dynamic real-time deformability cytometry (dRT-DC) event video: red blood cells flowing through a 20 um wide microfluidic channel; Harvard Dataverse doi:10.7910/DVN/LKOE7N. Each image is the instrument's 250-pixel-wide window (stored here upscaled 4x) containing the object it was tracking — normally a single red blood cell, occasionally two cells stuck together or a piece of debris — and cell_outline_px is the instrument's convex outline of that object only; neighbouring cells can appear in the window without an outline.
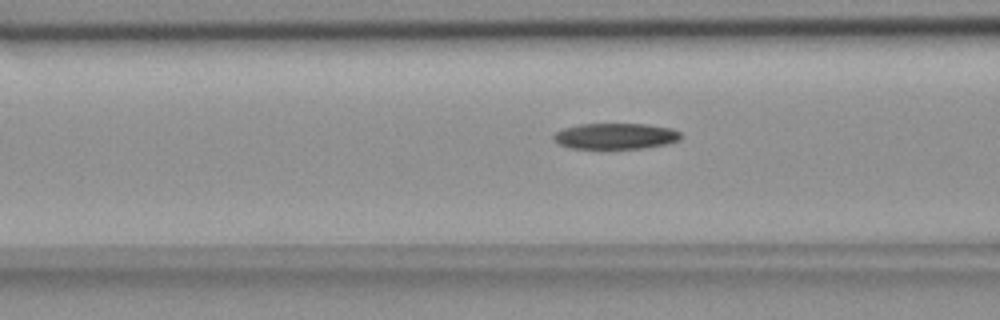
{"species": "common noctule bat (a hibernating species)", "species_latin": "Nyctalus noctula", "temperature_condition": "room temperature", "stored_images_in_passage": 56, "camera_frame_rate_fps": 3000, "um_per_image_px": 0.085, "animal": {"sex": "female", "body_mass_g": 18.4}, "frame": {"image": 1, "passage_image": 22, "time_ms": 7.0, "image_size_px": [1000, 320], "cell_outline_px": [[680, 140], [668, 144], [644, 148], [572, 148], [560, 144], [552, 136], [556, 132], [564, 128], [580, 124], [648, 124], [672, 128], [680, 132]], "centroid_in_image_um": [52.37, 11.56], "position_along_channel_um": 114.2, "area_um2": 19.13}}
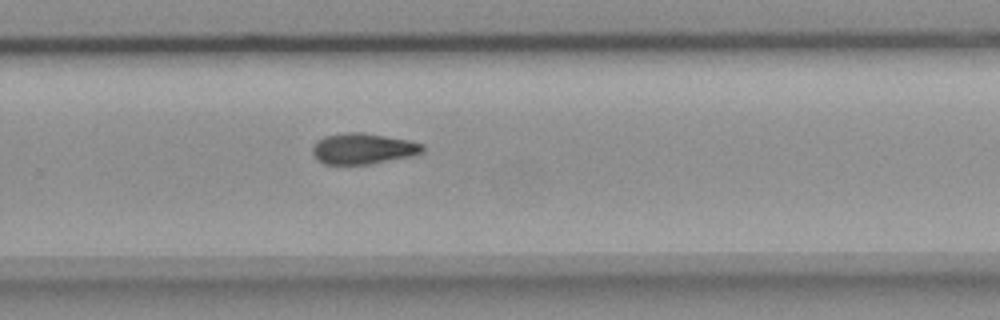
{"frame": {"image": 2, "passage_image": 37, "time_ms": 12.0, "image_size_px": [1000, 320], "cell_outline_px": [[424, 152], [412, 156], [368, 164], [324, 164], [312, 152], [312, 148], [316, 140], [324, 136], [344, 132], [364, 132], [408, 140], [424, 144]], "centroid_in_image_um": [30.87, 12.62], "position_along_channel_um": 298.9, "area_um2": 19.83}}
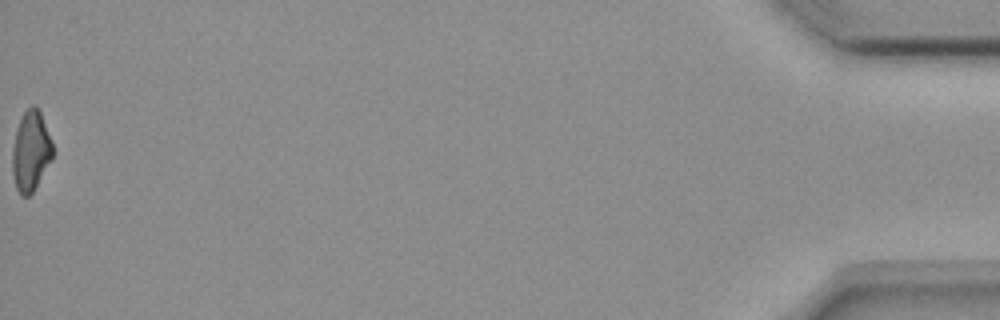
{"frame": {"image": 3, "passage_image": 56, "time_ms": 18.333, "image_size_px": [1000, 320], "cell_outline_px": [[52, 156], [32, 192], [28, 196], [20, 196], [16, 188], [12, 172], [12, 148], [16, 128], [24, 112], [32, 104], [36, 104], [40, 108], [52, 140]], "centroid_in_image_um": [2.6, 12.78], "position_along_channel_um": 432.6, "area_um2": 18.84}}